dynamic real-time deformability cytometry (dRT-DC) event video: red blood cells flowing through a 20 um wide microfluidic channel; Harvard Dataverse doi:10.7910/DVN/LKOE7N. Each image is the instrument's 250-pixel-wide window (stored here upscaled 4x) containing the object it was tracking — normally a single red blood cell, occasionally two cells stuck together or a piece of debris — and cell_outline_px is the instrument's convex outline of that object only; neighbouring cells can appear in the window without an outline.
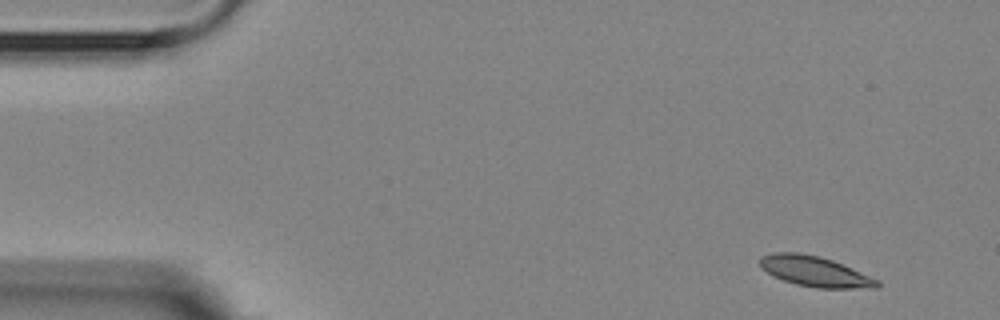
{"species": "Egyptian fruit bat (a non-hibernating species)", "species_latin": "Rousettus aegyptiacus", "temperature_condition": "room temperature", "stored_images_in_passage": 4, "camera_frame_rate_fps": 3000, "um_per_image_px": 0.085, "animal": {"sex": "female"}, "frame": {"image": 1, "passage_image": 1, "time_ms": 0.0, "image_size_px": [1000, 320], "cell_outline_px": [[880, 284], [876, 288], [816, 288], [796, 284], [772, 276], [760, 268], [760, 256], [772, 252], [796, 252], [820, 256], [832, 260], [880, 280]], "centroid_in_image_um": [69.24, 23.07], "position_along_channel_um": 15.8, "area_um2": 20.81}}
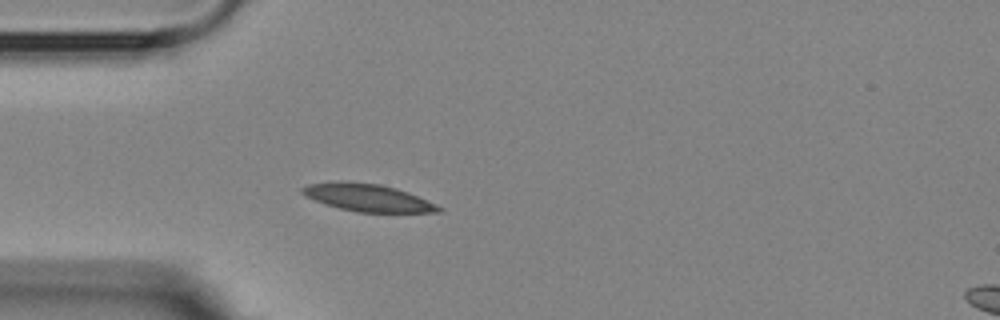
{"frame": {"image": 2, "passage_image": 4, "time_ms": 3.667, "image_size_px": [1000, 320], "cell_outline_px": [[444, 212], [356, 212], [324, 204], [304, 196], [300, 192], [300, 188], [308, 184], [340, 180], [348, 180], [380, 184], [396, 188], [408, 192], [436, 204], [444, 208]], "centroid_in_image_um": [31.22, 16.78], "position_along_channel_um": 53.8, "area_um2": 22.14}}